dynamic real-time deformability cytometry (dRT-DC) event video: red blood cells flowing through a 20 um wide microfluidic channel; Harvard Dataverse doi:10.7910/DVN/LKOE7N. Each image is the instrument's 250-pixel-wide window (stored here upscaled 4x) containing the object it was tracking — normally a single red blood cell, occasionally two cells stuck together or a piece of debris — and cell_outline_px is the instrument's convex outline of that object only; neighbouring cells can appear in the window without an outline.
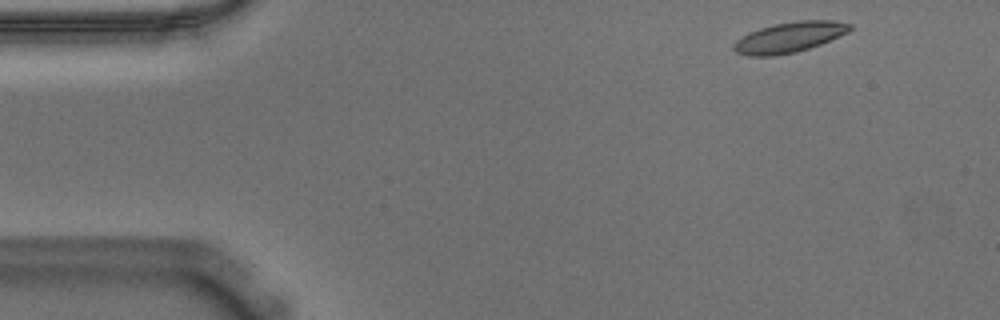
{"species": "Egyptian fruit bat (a non-hibernating species)", "species_latin": "Rousettus aegyptiacus", "temperature_condition": "warm", "stored_images_in_passage": 51, "camera_frame_rate_fps": 3000, "um_per_image_px": 0.085, "animal": {"sex": "male"}, "frame": {"image": 1, "passage_image": 2, "time_ms": 0.333, "image_size_px": [1000, 320], "cell_outline_px": [[852, 28], [848, 32], [840, 36], [820, 44], [796, 52], [772, 56], [748, 56], [736, 52], [732, 48], [732, 44], [736, 40], [748, 32], [772, 24], [796, 20], [832, 20], [852, 24]], "centroid_in_image_um": [67.07, 3.16], "position_along_channel_um": 17.9, "area_um2": 20.75}}
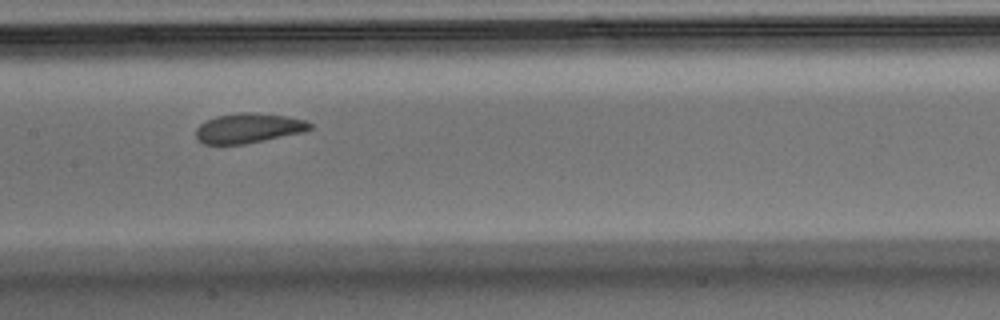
{"frame": {"image": 2, "passage_image": 23, "time_ms": 7.333, "image_size_px": [1000, 320], "cell_outline_px": [[312, 128], [304, 132], [244, 144], [204, 144], [196, 136], [196, 128], [200, 124], [216, 116], [240, 112], [252, 112], [288, 116], [304, 120], [312, 124]], "centroid_in_image_um": [21.14, 10.88], "position_along_channel_um": 186.3, "area_um2": 19.71}}
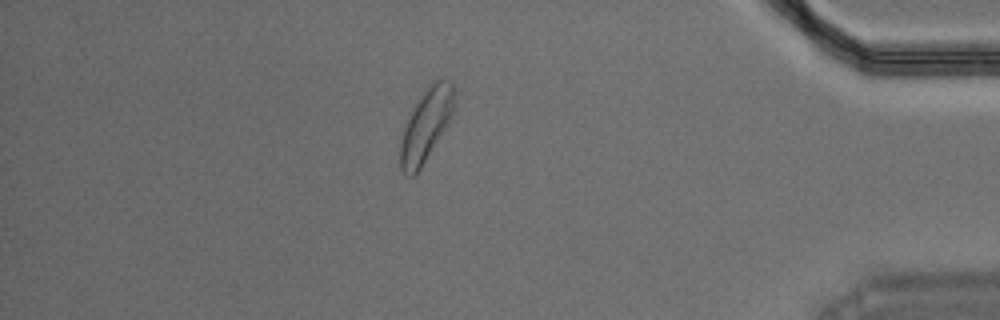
{"frame": {"image": 3, "passage_image": 44, "time_ms": 14.333, "image_size_px": [1000, 320], "cell_outline_px": [[452, 116], [420, 168], [412, 176], [408, 176], [400, 168], [400, 144], [404, 124], [420, 96], [428, 84], [436, 80], [452, 80]], "centroid_in_image_um": [36.16, 10.63], "position_along_channel_um": 399.0, "area_um2": 22.02}, "authors_computed_cell_mechanics": {"area_um2": 20.5768, "velocity_mm_per_s": 3.6218, "shape_relaxation_time_tau1_ms": 5.4907, "shape_relaxation_time_tau2_ms": 1.5152, "deformation_change_tau1": 0.1496, "deformation_change_tau2": 0.08}}